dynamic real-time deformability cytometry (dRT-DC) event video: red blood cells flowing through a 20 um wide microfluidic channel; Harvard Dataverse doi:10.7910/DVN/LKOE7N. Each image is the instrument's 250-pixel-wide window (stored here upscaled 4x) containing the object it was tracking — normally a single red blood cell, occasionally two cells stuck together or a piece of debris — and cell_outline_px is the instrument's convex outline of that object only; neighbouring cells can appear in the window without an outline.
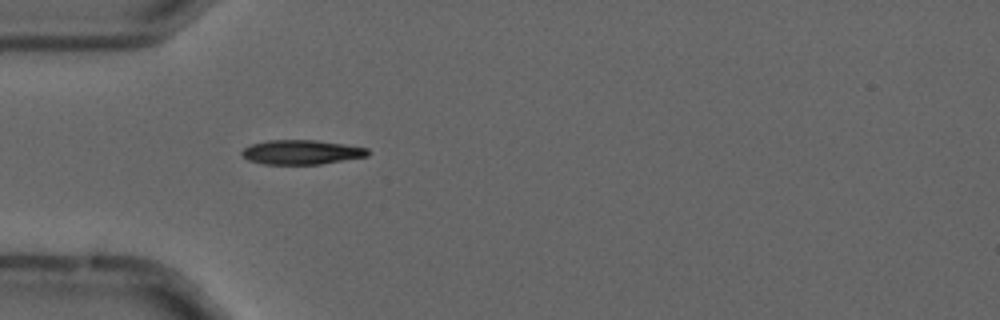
{"species": "common noctule bat (a hibernating species)", "species_latin": "Nyctalus noctula", "temperature_condition": "cold", "stored_images_in_passage": 3, "camera_frame_rate_fps": 3000, "um_per_image_px": 0.085, "animal": {"sex": "male", "forearm_length_mm": 52.5}, "frame": {"image": 1, "passage_image": 3, "time_ms": 0.667, "image_size_px": [1000, 320], "cell_outline_px": [[372, 152], [368, 156], [320, 164], [264, 164], [248, 160], [240, 152], [244, 148], [252, 144], [268, 140], [316, 140], [344, 144], [368, 148]], "centroid_in_image_um": [25.66, 12.93], "position_along_channel_um": 59.3, "area_um2": 17.92}}